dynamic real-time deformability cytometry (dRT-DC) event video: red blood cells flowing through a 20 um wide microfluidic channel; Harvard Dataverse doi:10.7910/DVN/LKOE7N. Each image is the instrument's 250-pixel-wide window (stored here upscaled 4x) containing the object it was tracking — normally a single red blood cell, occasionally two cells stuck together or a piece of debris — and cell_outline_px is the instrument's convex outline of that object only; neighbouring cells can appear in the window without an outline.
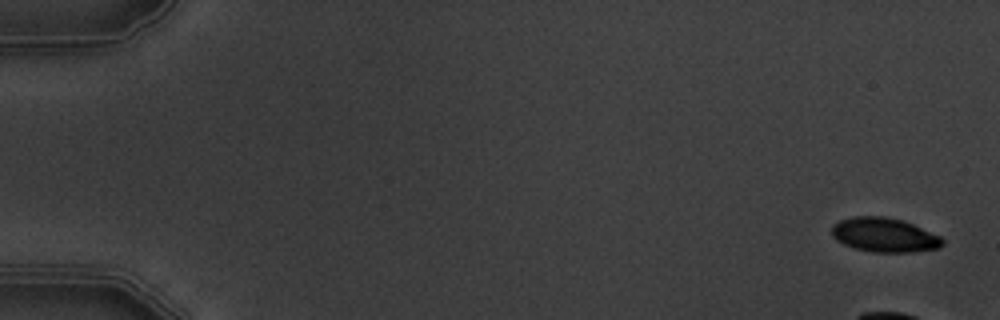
{"species": "common noctule bat (a hibernating species)", "species_latin": "Nyctalus noctula", "temperature_condition": "warm", "stored_images_in_passage": 3, "camera_frame_rate_fps": 3000, "um_per_image_px": 0.085, "animal": {"sex": "male", "body_mass_g": 19.5, "forearm_length_mm": 54.6}, "frame": {"image": 1, "passage_image": 1, "time_ms": 0.0, "image_size_px": [1000, 320], "cell_outline_px": [[944, 244], [940, 248], [912, 252], [872, 252], [856, 248], [844, 244], [836, 240], [832, 236], [832, 224], [840, 220], [852, 216], [884, 216], [904, 220], [940, 236], [944, 240]], "centroid_in_image_um": [75.17, 19.96], "position_along_channel_um": 9.8, "area_um2": 22.25}}